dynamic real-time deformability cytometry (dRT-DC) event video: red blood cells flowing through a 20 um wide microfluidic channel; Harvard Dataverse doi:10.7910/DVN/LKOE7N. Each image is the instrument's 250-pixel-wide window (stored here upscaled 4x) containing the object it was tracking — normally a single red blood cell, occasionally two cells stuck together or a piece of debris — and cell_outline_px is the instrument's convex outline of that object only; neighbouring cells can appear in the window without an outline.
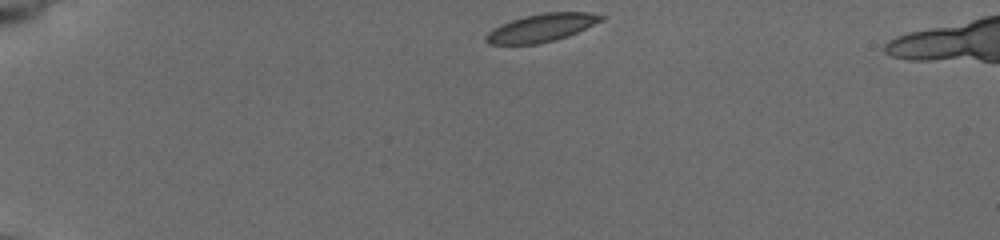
{"species": "common noctule bat (a hibernating species)", "species_latin": "Nyctalus noctula", "temperature_condition": "cold", "stored_images_in_passage": 14, "camera_frame_rate_fps": 3000, "um_per_image_px": 0.085, "animal": {"sex": "female", "body_mass_g": 19.5, "forearm_length_mm": 54.1}, "frame": {"image": 1, "passage_image": 1, "time_ms": 0.0, "image_size_px": [1000, 240], "cell_outline_px": [[608, 16], [604, 20], [576, 32], [556, 40], [540, 44], [488, 44], [484, 40], [484, 36], [488, 32], [500, 24], [524, 16], [544, 12], [588, 12]], "centroid_in_image_um": [46.03, 2.35], "position_along_channel_um": 39.0, "area_um2": 18.84}}
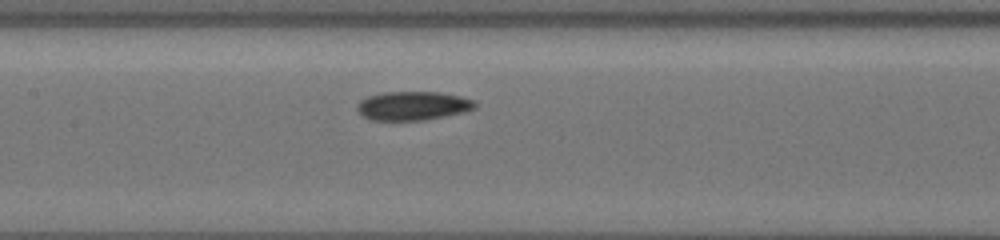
{"frame": {"image": 2, "passage_image": 10, "time_ms": 5.333, "image_size_px": [1000, 240], "cell_outline_px": [[476, 108], [464, 112], [424, 120], [372, 120], [364, 116], [356, 108], [356, 104], [360, 100], [368, 96], [384, 92], [440, 92], [460, 96], [476, 100]], "centroid_in_image_um": [35.11, 8.98], "position_along_channel_um": 172.3, "area_um2": 19.83}}
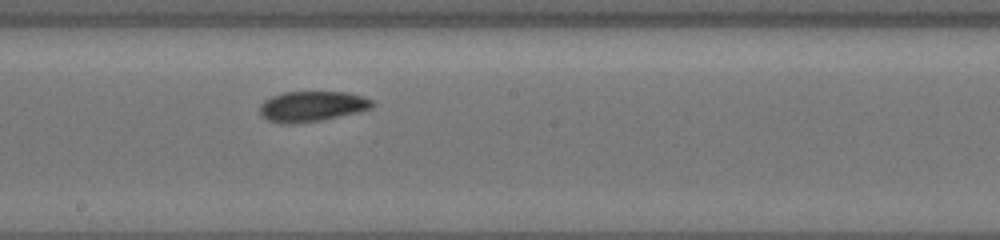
{"frame": {"image": 3, "passage_image": 14, "time_ms": 6.667, "image_size_px": [1000, 240], "cell_outline_px": [[376, 104], [372, 108], [360, 112], [320, 120], [292, 124], [280, 124], [268, 120], [260, 112], [260, 104], [264, 100], [272, 96], [284, 92], [348, 92], [372, 100]], "centroid_in_image_um": [26.53, 9.04], "position_along_channel_um": 221.7, "area_um2": 19.94}}